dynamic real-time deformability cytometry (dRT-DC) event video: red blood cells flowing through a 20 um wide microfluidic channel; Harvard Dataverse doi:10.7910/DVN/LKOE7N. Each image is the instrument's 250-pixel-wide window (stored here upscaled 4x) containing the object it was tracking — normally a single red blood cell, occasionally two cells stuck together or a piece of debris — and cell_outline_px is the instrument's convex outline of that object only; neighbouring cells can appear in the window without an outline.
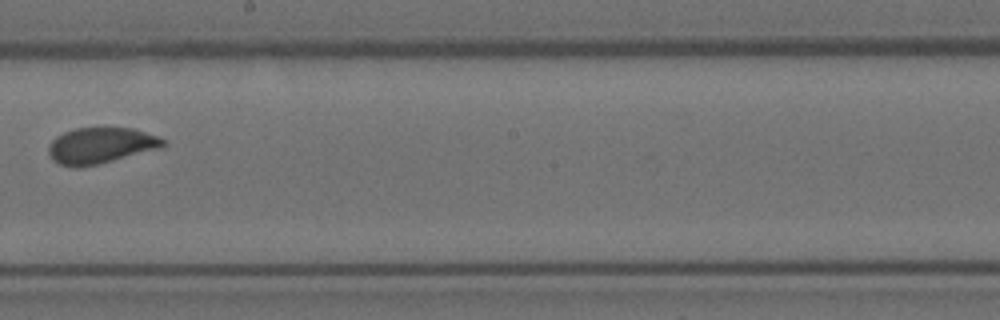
{"species": "Egyptian fruit bat (a non-hibernating species)", "species_latin": "Rousettus aegyptiacus", "temperature_condition": "room temperature", "stored_images_in_passage": 8, "camera_frame_rate_fps": 3000, "um_per_image_px": 0.085, "animal": {"sex": "female"}, "frame": {"image": 1, "passage_image": 8, "time_ms": 2.333, "image_size_px": [1000, 320], "cell_outline_px": [[164, 144], [156, 148], [112, 160], [80, 168], [72, 168], [60, 164], [52, 160], [48, 152], [48, 148], [52, 140], [56, 136], [64, 132], [76, 128], [132, 128], [156, 136], [164, 140]], "centroid_in_image_um": [8.45, 12.37], "position_along_channel_um": 239.8, "area_um2": 23.47}}